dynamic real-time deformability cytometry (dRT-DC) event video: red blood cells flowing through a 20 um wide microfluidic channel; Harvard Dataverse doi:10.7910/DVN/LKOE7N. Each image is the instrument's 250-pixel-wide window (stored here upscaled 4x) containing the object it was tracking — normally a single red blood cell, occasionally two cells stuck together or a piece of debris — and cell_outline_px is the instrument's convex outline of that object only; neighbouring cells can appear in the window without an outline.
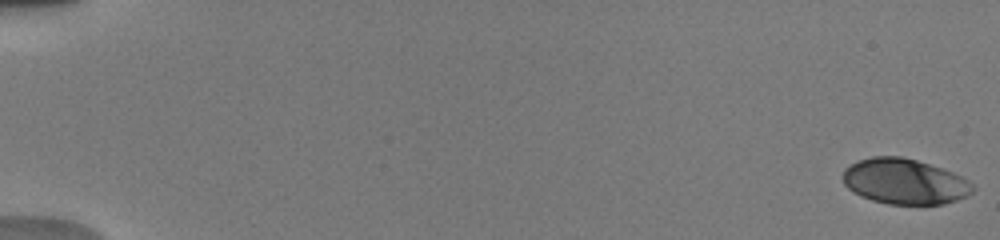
{"species": "human", "species_latin": "Homo sapiens", "temperature_condition": "warm", "stored_images_in_passage": 30, "camera_frame_rate_fps": 3000, "um_per_image_px": 0.085, "donor": {"sex": "male"}, "frame": {"image": 1, "passage_image": 1, "time_ms": 0.0, "image_size_px": [1000, 240], "cell_outline_px": [[976, 188], [968, 196], [944, 204], [888, 204], [872, 200], [860, 196], [852, 192], [844, 184], [844, 168], [860, 160], [872, 156], [900, 156], [916, 160], [964, 176]], "centroid_in_image_um": [76.91, 15.43], "position_along_channel_um": 8.1, "area_um2": 34.39}}
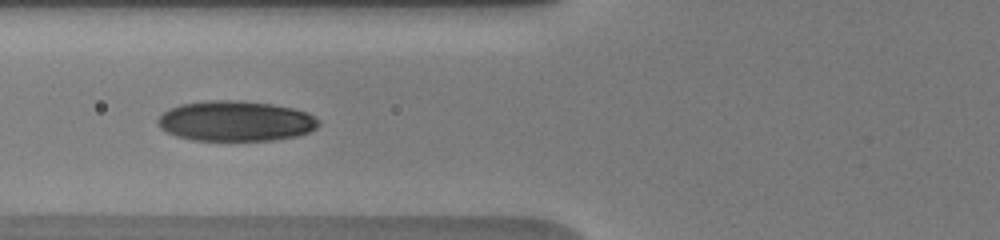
{"frame": {"image": 2, "passage_image": 16, "time_ms": 7.333, "image_size_px": [1000, 240], "cell_outline_px": [[320, 124], [316, 128], [308, 132], [296, 136], [272, 140], [192, 140], [176, 136], [160, 128], [156, 120], [168, 108], [180, 104], [208, 100], [240, 100], [272, 104], [292, 108], [308, 112], [320, 120]], "centroid_in_image_um": [20.02, 10.28], "position_along_channel_um": 105.8, "area_um2": 37.92}}
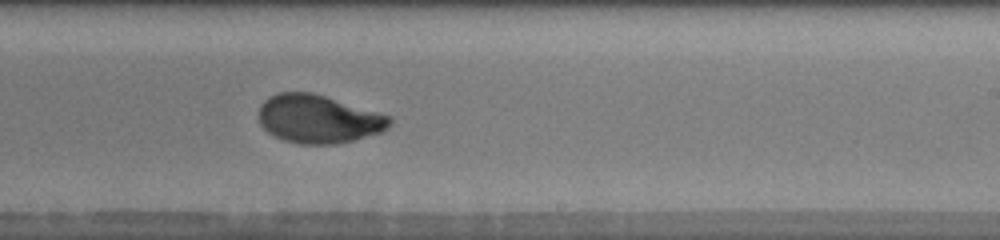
{"frame": {"image": 3, "passage_image": 25, "time_ms": 11.333, "image_size_px": [1000, 240], "cell_outline_px": [[392, 124], [388, 128], [380, 132], [352, 140], [336, 144], [300, 144], [284, 140], [268, 132], [260, 124], [260, 104], [268, 96], [276, 92], [312, 92], [392, 116]], "centroid_in_image_um": [27.07, 10.1], "position_along_channel_um": 261.9, "area_um2": 36.82}}